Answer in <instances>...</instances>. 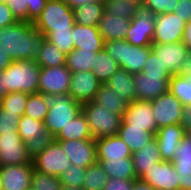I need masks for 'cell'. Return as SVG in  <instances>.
Wrapping results in <instances>:
<instances>
[{"label":"cell","mask_w":191,"mask_h":190,"mask_svg":"<svg viewBox=\"0 0 191 190\" xmlns=\"http://www.w3.org/2000/svg\"><path fill=\"white\" fill-rule=\"evenodd\" d=\"M44 40L32 22L17 21L0 29V43L12 61H35Z\"/></svg>","instance_id":"cell-1"},{"label":"cell","mask_w":191,"mask_h":190,"mask_svg":"<svg viewBox=\"0 0 191 190\" xmlns=\"http://www.w3.org/2000/svg\"><path fill=\"white\" fill-rule=\"evenodd\" d=\"M41 67L33 60L13 61L2 71L3 89L10 92L38 93Z\"/></svg>","instance_id":"cell-2"},{"label":"cell","mask_w":191,"mask_h":190,"mask_svg":"<svg viewBox=\"0 0 191 190\" xmlns=\"http://www.w3.org/2000/svg\"><path fill=\"white\" fill-rule=\"evenodd\" d=\"M43 102L48 108L44 125L47 132L54 137L82 111V104L74 101L68 93L55 95L43 93Z\"/></svg>","instance_id":"cell-3"},{"label":"cell","mask_w":191,"mask_h":190,"mask_svg":"<svg viewBox=\"0 0 191 190\" xmlns=\"http://www.w3.org/2000/svg\"><path fill=\"white\" fill-rule=\"evenodd\" d=\"M104 49L121 69L132 75L143 71V66L152 51L151 46H135L126 40L105 41Z\"/></svg>","instance_id":"cell-4"},{"label":"cell","mask_w":191,"mask_h":190,"mask_svg":"<svg viewBox=\"0 0 191 190\" xmlns=\"http://www.w3.org/2000/svg\"><path fill=\"white\" fill-rule=\"evenodd\" d=\"M73 9L64 0H47L41 15L34 22L35 28L44 36L50 30L73 29Z\"/></svg>","instance_id":"cell-5"},{"label":"cell","mask_w":191,"mask_h":190,"mask_svg":"<svg viewBox=\"0 0 191 190\" xmlns=\"http://www.w3.org/2000/svg\"><path fill=\"white\" fill-rule=\"evenodd\" d=\"M82 112L86 116L93 139L118 135L122 116L110 112L94 101L82 104Z\"/></svg>","instance_id":"cell-6"},{"label":"cell","mask_w":191,"mask_h":190,"mask_svg":"<svg viewBox=\"0 0 191 190\" xmlns=\"http://www.w3.org/2000/svg\"><path fill=\"white\" fill-rule=\"evenodd\" d=\"M17 132L32 158L55 140V137L47 132L44 121L35 120L27 115L20 118Z\"/></svg>","instance_id":"cell-7"},{"label":"cell","mask_w":191,"mask_h":190,"mask_svg":"<svg viewBox=\"0 0 191 190\" xmlns=\"http://www.w3.org/2000/svg\"><path fill=\"white\" fill-rule=\"evenodd\" d=\"M156 14L139 5L136 15L130 20L126 41L135 46H151L153 44L154 23Z\"/></svg>","instance_id":"cell-8"},{"label":"cell","mask_w":191,"mask_h":190,"mask_svg":"<svg viewBox=\"0 0 191 190\" xmlns=\"http://www.w3.org/2000/svg\"><path fill=\"white\" fill-rule=\"evenodd\" d=\"M34 170L59 177L72 163L57 141L32 158Z\"/></svg>","instance_id":"cell-9"},{"label":"cell","mask_w":191,"mask_h":190,"mask_svg":"<svg viewBox=\"0 0 191 190\" xmlns=\"http://www.w3.org/2000/svg\"><path fill=\"white\" fill-rule=\"evenodd\" d=\"M33 164L18 132L0 134V166Z\"/></svg>","instance_id":"cell-10"},{"label":"cell","mask_w":191,"mask_h":190,"mask_svg":"<svg viewBox=\"0 0 191 190\" xmlns=\"http://www.w3.org/2000/svg\"><path fill=\"white\" fill-rule=\"evenodd\" d=\"M186 22L175 13L155 17L153 43H176L183 40Z\"/></svg>","instance_id":"cell-11"},{"label":"cell","mask_w":191,"mask_h":190,"mask_svg":"<svg viewBox=\"0 0 191 190\" xmlns=\"http://www.w3.org/2000/svg\"><path fill=\"white\" fill-rule=\"evenodd\" d=\"M151 104L153 116L158 128L172 124H180L183 104L170 91L152 100Z\"/></svg>","instance_id":"cell-12"},{"label":"cell","mask_w":191,"mask_h":190,"mask_svg":"<svg viewBox=\"0 0 191 190\" xmlns=\"http://www.w3.org/2000/svg\"><path fill=\"white\" fill-rule=\"evenodd\" d=\"M65 151L72 165L86 169L97 163L95 139L55 140Z\"/></svg>","instance_id":"cell-13"},{"label":"cell","mask_w":191,"mask_h":190,"mask_svg":"<svg viewBox=\"0 0 191 190\" xmlns=\"http://www.w3.org/2000/svg\"><path fill=\"white\" fill-rule=\"evenodd\" d=\"M72 72L66 65L41 68L38 93L67 94L70 89Z\"/></svg>","instance_id":"cell-14"},{"label":"cell","mask_w":191,"mask_h":190,"mask_svg":"<svg viewBox=\"0 0 191 190\" xmlns=\"http://www.w3.org/2000/svg\"><path fill=\"white\" fill-rule=\"evenodd\" d=\"M139 179L155 190H179L178 174L171 161L153 164V167L146 170Z\"/></svg>","instance_id":"cell-15"},{"label":"cell","mask_w":191,"mask_h":190,"mask_svg":"<svg viewBox=\"0 0 191 190\" xmlns=\"http://www.w3.org/2000/svg\"><path fill=\"white\" fill-rule=\"evenodd\" d=\"M122 121L131 127L143 128L154 135L158 131L151 101L135 100L129 102L128 108L122 116Z\"/></svg>","instance_id":"cell-16"},{"label":"cell","mask_w":191,"mask_h":190,"mask_svg":"<svg viewBox=\"0 0 191 190\" xmlns=\"http://www.w3.org/2000/svg\"><path fill=\"white\" fill-rule=\"evenodd\" d=\"M133 77L136 100L152 101L169 91V81L172 76H146L140 72L134 74Z\"/></svg>","instance_id":"cell-17"},{"label":"cell","mask_w":191,"mask_h":190,"mask_svg":"<svg viewBox=\"0 0 191 190\" xmlns=\"http://www.w3.org/2000/svg\"><path fill=\"white\" fill-rule=\"evenodd\" d=\"M101 84L92 71L72 73L68 94L72 96L74 101L81 104L91 102L94 100Z\"/></svg>","instance_id":"cell-18"},{"label":"cell","mask_w":191,"mask_h":190,"mask_svg":"<svg viewBox=\"0 0 191 190\" xmlns=\"http://www.w3.org/2000/svg\"><path fill=\"white\" fill-rule=\"evenodd\" d=\"M186 136L185 129L180 124L167 125L158 128L155 134L162 161H172L177 147Z\"/></svg>","instance_id":"cell-19"},{"label":"cell","mask_w":191,"mask_h":190,"mask_svg":"<svg viewBox=\"0 0 191 190\" xmlns=\"http://www.w3.org/2000/svg\"><path fill=\"white\" fill-rule=\"evenodd\" d=\"M33 173V164L0 166L3 190H27Z\"/></svg>","instance_id":"cell-20"},{"label":"cell","mask_w":191,"mask_h":190,"mask_svg":"<svg viewBox=\"0 0 191 190\" xmlns=\"http://www.w3.org/2000/svg\"><path fill=\"white\" fill-rule=\"evenodd\" d=\"M152 51L160 58L164 66L172 75H176L181 68L185 55L189 52L188 47L182 42L176 43H153Z\"/></svg>","instance_id":"cell-21"},{"label":"cell","mask_w":191,"mask_h":190,"mask_svg":"<svg viewBox=\"0 0 191 190\" xmlns=\"http://www.w3.org/2000/svg\"><path fill=\"white\" fill-rule=\"evenodd\" d=\"M72 38L75 49L95 50L104 49V38L101 36L97 26H84L77 23L72 29Z\"/></svg>","instance_id":"cell-22"},{"label":"cell","mask_w":191,"mask_h":190,"mask_svg":"<svg viewBox=\"0 0 191 190\" xmlns=\"http://www.w3.org/2000/svg\"><path fill=\"white\" fill-rule=\"evenodd\" d=\"M95 142L98 162L105 159H120L132 156L130 148L118 135L99 138Z\"/></svg>","instance_id":"cell-23"},{"label":"cell","mask_w":191,"mask_h":190,"mask_svg":"<svg viewBox=\"0 0 191 190\" xmlns=\"http://www.w3.org/2000/svg\"><path fill=\"white\" fill-rule=\"evenodd\" d=\"M130 26V20L103 12L98 23V30L104 41L125 40Z\"/></svg>","instance_id":"cell-24"},{"label":"cell","mask_w":191,"mask_h":190,"mask_svg":"<svg viewBox=\"0 0 191 190\" xmlns=\"http://www.w3.org/2000/svg\"><path fill=\"white\" fill-rule=\"evenodd\" d=\"M131 157L137 178H140L146 170L151 169L153 164L162 161L155 138L138 151L132 153Z\"/></svg>","instance_id":"cell-25"},{"label":"cell","mask_w":191,"mask_h":190,"mask_svg":"<svg viewBox=\"0 0 191 190\" xmlns=\"http://www.w3.org/2000/svg\"><path fill=\"white\" fill-rule=\"evenodd\" d=\"M93 101L120 116L124 115L129 105V101L118 95L113 88L105 83L100 85Z\"/></svg>","instance_id":"cell-26"},{"label":"cell","mask_w":191,"mask_h":190,"mask_svg":"<svg viewBox=\"0 0 191 190\" xmlns=\"http://www.w3.org/2000/svg\"><path fill=\"white\" fill-rule=\"evenodd\" d=\"M106 85L129 102L136 100L134 77L124 69L119 68L106 82Z\"/></svg>","instance_id":"cell-27"},{"label":"cell","mask_w":191,"mask_h":190,"mask_svg":"<svg viewBox=\"0 0 191 190\" xmlns=\"http://www.w3.org/2000/svg\"><path fill=\"white\" fill-rule=\"evenodd\" d=\"M118 136L128 145L134 153L147 143L151 142L155 135L143 128L131 127V125L121 122Z\"/></svg>","instance_id":"cell-28"},{"label":"cell","mask_w":191,"mask_h":190,"mask_svg":"<svg viewBox=\"0 0 191 190\" xmlns=\"http://www.w3.org/2000/svg\"><path fill=\"white\" fill-rule=\"evenodd\" d=\"M93 139L86 116L81 111L61 129L55 140Z\"/></svg>","instance_id":"cell-29"},{"label":"cell","mask_w":191,"mask_h":190,"mask_svg":"<svg viewBox=\"0 0 191 190\" xmlns=\"http://www.w3.org/2000/svg\"><path fill=\"white\" fill-rule=\"evenodd\" d=\"M109 178L137 179L132 157L120 159H105L98 162Z\"/></svg>","instance_id":"cell-30"},{"label":"cell","mask_w":191,"mask_h":190,"mask_svg":"<svg viewBox=\"0 0 191 190\" xmlns=\"http://www.w3.org/2000/svg\"><path fill=\"white\" fill-rule=\"evenodd\" d=\"M66 56L58 47L45 39L35 61L41 68H51L65 65Z\"/></svg>","instance_id":"cell-31"},{"label":"cell","mask_w":191,"mask_h":190,"mask_svg":"<svg viewBox=\"0 0 191 190\" xmlns=\"http://www.w3.org/2000/svg\"><path fill=\"white\" fill-rule=\"evenodd\" d=\"M97 51L73 49L66 56V66L72 72L92 71Z\"/></svg>","instance_id":"cell-32"},{"label":"cell","mask_w":191,"mask_h":190,"mask_svg":"<svg viewBox=\"0 0 191 190\" xmlns=\"http://www.w3.org/2000/svg\"><path fill=\"white\" fill-rule=\"evenodd\" d=\"M119 68H120L119 64L107 53L105 49H103L97 52L95 61L92 65V73L103 84Z\"/></svg>","instance_id":"cell-33"},{"label":"cell","mask_w":191,"mask_h":190,"mask_svg":"<svg viewBox=\"0 0 191 190\" xmlns=\"http://www.w3.org/2000/svg\"><path fill=\"white\" fill-rule=\"evenodd\" d=\"M103 12V3H88L73 9L75 23L84 26H98Z\"/></svg>","instance_id":"cell-34"},{"label":"cell","mask_w":191,"mask_h":190,"mask_svg":"<svg viewBox=\"0 0 191 190\" xmlns=\"http://www.w3.org/2000/svg\"><path fill=\"white\" fill-rule=\"evenodd\" d=\"M109 177L100 163L86 168V175L82 184L84 190H103Z\"/></svg>","instance_id":"cell-35"},{"label":"cell","mask_w":191,"mask_h":190,"mask_svg":"<svg viewBox=\"0 0 191 190\" xmlns=\"http://www.w3.org/2000/svg\"><path fill=\"white\" fill-rule=\"evenodd\" d=\"M169 91L184 105L191 104V74L173 75L169 81Z\"/></svg>","instance_id":"cell-36"},{"label":"cell","mask_w":191,"mask_h":190,"mask_svg":"<svg viewBox=\"0 0 191 190\" xmlns=\"http://www.w3.org/2000/svg\"><path fill=\"white\" fill-rule=\"evenodd\" d=\"M104 11L131 20L137 13V4L132 0H104Z\"/></svg>","instance_id":"cell-37"},{"label":"cell","mask_w":191,"mask_h":190,"mask_svg":"<svg viewBox=\"0 0 191 190\" xmlns=\"http://www.w3.org/2000/svg\"><path fill=\"white\" fill-rule=\"evenodd\" d=\"M45 39L58 47L65 55H68L75 49L74 41L72 38V29L68 30H50Z\"/></svg>","instance_id":"cell-38"},{"label":"cell","mask_w":191,"mask_h":190,"mask_svg":"<svg viewBox=\"0 0 191 190\" xmlns=\"http://www.w3.org/2000/svg\"><path fill=\"white\" fill-rule=\"evenodd\" d=\"M47 113L48 108L43 102V93L28 94L24 115L38 121H44Z\"/></svg>","instance_id":"cell-39"},{"label":"cell","mask_w":191,"mask_h":190,"mask_svg":"<svg viewBox=\"0 0 191 190\" xmlns=\"http://www.w3.org/2000/svg\"><path fill=\"white\" fill-rule=\"evenodd\" d=\"M28 93L10 92L1 100L0 106L7 112L18 113L21 117L25 112Z\"/></svg>","instance_id":"cell-40"},{"label":"cell","mask_w":191,"mask_h":190,"mask_svg":"<svg viewBox=\"0 0 191 190\" xmlns=\"http://www.w3.org/2000/svg\"><path fill=\"white\" fill-rule=\"evenodd\" d=\"M35 190H62L59 177L34 170L31 186Z\"/></svg>","instance_id":"cell-41"},{"label":"cell","mask_w":191,"mask_h":190,"mask_svg":"<svg viewBox=\"0 0 191 190\" xmlns=\"http://www.w3.org/2000/svg\"><path fill=\"white\" fill-rule=\"evenodd\" d=\"M86 169L78 167L77 165H70L60 176L62 186H73L75 188H82Z\"/></svg>","instance_id":"cell-42"},{"label":"cell","mask_w":191,"mask_h":190,"mask_svg":"<svg viewBox=\"0 0 191 190\" xmlns=\"http://www.w3.org/2000/svg\"><path fill=\"white\" fill-rule=\"evenodd\" d=\"M142 72L146 76H173L153 51L150 52Z\"/></svg>","instance_id":"cell-43"},{"label":"cell","mask_w":191,"mask_h":190,"mask_svg":"<svg viewBox=\"0 0 191 190\" xmlns=\"http://www.w3.org/2000/svg\"><path fill=\"white\" fill-rule=\"evenodd\" d=\"M20 118L18 113L7 112L0 106V134L17 132Z\"/></svg>","instance_id":"cell-44"},{"label":"cell","mask_w":191,"mask_h":190,"mask_svg":"<svg viewBox=\"0 0 191 190\" xmlns=\"http://www.w3.org/2000/svg\"><path fill=\"white\" fill-rule=\"evenodd\" d=\"M177 149L171 161L173 165H191V140L185 136Z\"/></svg>","instance_id":"cell-45"},{"label":"cell","mask_w":191,"mask_h":190,"mask_svg":"<svg viewBox=\"0 0 191 190\" xmlns=\"http://www.w3.org/2000/svg\"><path fill=\"white\" fill-rule=\"evenodd\" d=\"M177 3L178 0H145L143 5L158 15L162 13H174Z\"/></svg>","instance_id":"cell-46"},{"label":"cell","mask_w":191,"mask_h":190,"mask_svg":"<svg viewBox=\"0 0 191 190\" xmlns=\"http://www.w3.org/2000/svg\"><path fill=\"white\" fill-rule=\"evenodd\" d=\"M17 21L27 22V0H5Z\"/></svg>","instance_id":"cell-47"},{"label":"cell","mask_w":191,"mask_h":190,"mask_svg":"<svg viewBox=\"0 0 191 190\" xmlns=\"http://www.w3.org/2000/svg\"><path fill=\"white\" fill-rule=\"evenodd\" d=\"M179 179V190H191V165H173Z\"/></svg>","instance_id":"cell-48"},{"label":"cell","mask_w":191,"mask_h":190,"mask_svg":"<svg viewBox=\"0 0 191 190\" xmlns=\"http://www.w3.org/2000/svg\"><path fill=\"white\" fill-rule=\"evenodd\" d=\"M47 0H27V22L34 23L41 15Z\"/></svg>","instance_id":"cell-49"},{"label":"cell","mask_w":191,"mask_h":190,"mask_svg":"<svg viewBox=\"0 0 191 190\" xmlns=\"http://www.w3.org/2000/svg\"><path fill=\"white\" fill-rule=\"evenodd\" d=\"M135 179L109 178L103 190H132Z\"/></svg>","instance_id":"cell-50"},{"label":"cell","mask_w":191,"mask_h":190,"mask_svg":"<svg viewBox=\"0 0 191 190\" xmlns=\"http://www.w3.org/2000/svg\"><path fill=\"white\" fill-rule=\"evenodd\" d=\"M174 13L188 23L191 20V0H178Z\"/></svg>","instance_id":"cell-51"},{"label":"cell","mask_w":191,"mask_h":190,"mask_svg":"<svg viewBox=\"0 0 191 190\" xmlns=\"http://www.w3.org/2000/svg\"><path fill=\"white\" fill-rule=\"evenodd\" d=\"M17 22L6 3L0 4V29Z\"/></svg>","instance_id":"cell-52"},{"label":"cell","mask_w":191,"mask_h":190,"mask_svg":"<svg viewBox=\"0 0 191 190\" xmlns=\"http://www.w3.org/2000/svg\"><path fill=\"white\" fill-rule=\"evenodd\" d=\"M180 125L185 129L186 133L191 130V104L183 106Z\"/></svg>","instance_id":"cell-53"},{"label":"cell","mask_w":191,"mask_h":190,"mask_svg":"<svg viewBox=\"0 0 191 190\" xmlns=\"http://www.w3.org/2000/svg\"><path fill=\"white\" fill-rule=\"evenodd\" d=\"M191 74V51L187 52L182 61L181 68L179 69L177 75L185 76Z\"/></svg>","instance_id":"cell-54"},{"label":"cell","mask_w":191,"mask_h":190,"mask_svg":"<svg viewBox=\"0 0 191 190\" xmlns=\"http://www.w3.org/2000/svg\"><path fill=\"white\" fill-rule=\"evenodd\" d=\"M13 61L5 53V50L0 43V72H2L6 67H8Z\"/></svg>","instance_id":"cell-55"},{"label":"cell","mask_w":191,"mask_h":190,"mask_svg":"<svg viewBox=\"0 0 191 190\" xmlns=\"http://www.w3.org/2000/svg\"><path fill=\"white\" fill-rule=\"evenodd\" d=\"M72 9L88 3H103L104 0H64Z\"/></svg>","instance_id":"cell-56"},{"label":"cell","mask_w":191,"mask_h":190,"mask_svg":"<svg viewBox=\"0 0 191 190\" xmlns=\"http://www.w3.org/2000/svg\"><path fill=\"white\" fill-rule=\"evenodd\" d=\"M182 42L188 47L189 51H191V20L186 23Z\"/></svg>","instance_id":"cell-57"},{"label":"cell","mask_w":191,"mask_h":190,"mask_svg":"<svg viewBox=\"0 0 191 190\" xmlns=\"http://www.w3.org/2000/svg\"><path fill=\"white\" fill-rule=\"evenodd\" d=\"M132 190H155V189L148 183L137 178L134 180V185Z\"/></svg>","instance_id":"cell-58"},{"label":"cell","mask_w":191,"mask_h":190,"mask_svg":"<svg viewBox=\"0 0 191 190\" xmlns=\"http://www.w3.org/2000/svg\"><path fill=\"white\" fill-rule=\"evenodd\" d=\"M7 93H9L7 89H3L2 72H0V102L6 96Z\"/></svg>","instance_id":"cell-59"},{"label":"cell","mask_w":191,"mask_h":190,"mask_svg":"<svg viewBox=\"0 0 191 190\" xmlns=\"http://www.w3.org/2000/svg\"><path fill=\"white\" fill-rule=\"evenodd\" d=\"M62 190H84L83 188H75L73 186H62Z\"/></svg>","instance_id":"cell-60"},{"label":"cell","mask_w":191,"mask_h":190,"mask_svg":"<svg viewBox=\"0 0 191 190\" xmlns=\"http://www.w3.org/2000/svg\"><path fill=\"white\" fill-rule=\"evenodd\" d=\"M135 1L139 5H143L145 0H132Z\"/></svg>","instance_id":"cell-61"},{"label":"cell","mask_w":191,"mask_h":190,"mask_svg":"<svg viewBox=\"0 0 191 190\" xmlns=\"http://www.w3.org/2000/svg\"><path fill=\"white\" fill-rule=\"evenodd\" d=\"M186 136L191 140V130L186 133Z\"/></svg>","instance_id":"cell-62"},{"label":"cell","mask_w":191,"mask_h":190,"mask_svg":"<svg viewBox=\"0 0 191 190\" xmlns=\"http://www.w3.org/2000/svg\"><path fill=\"white\" fill-rule=\"evenodd\" d=\"M0 190H3L1 175H0Z\"/></svg>","instance_id":"cell-63"},{"label":"cell","mask_w":191,"mask_h":190,"mask_svg":"<svg viewBox=\"0 0 191 190\" xmlns=\"http://www.w3.org/2000/svg\"><path fill=\"white\" fill-rule=\"evenodd\" d=\"M5 3V0H0V4Z\"/></svg>","instance_id":"cell-64"}]
</instances>
